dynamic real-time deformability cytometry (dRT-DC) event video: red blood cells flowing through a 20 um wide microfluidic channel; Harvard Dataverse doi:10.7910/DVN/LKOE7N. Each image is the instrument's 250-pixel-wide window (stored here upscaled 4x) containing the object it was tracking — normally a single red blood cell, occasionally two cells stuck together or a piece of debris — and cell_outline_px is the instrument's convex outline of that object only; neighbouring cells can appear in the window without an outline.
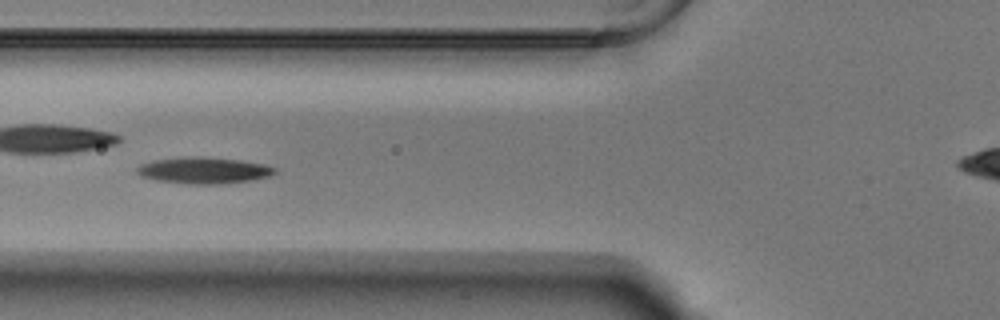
{"species": "Egyptian fruit bat (a non-hibernating species)", "species_latin": "Rousettus aegyptiacus", "temperature_condition": "warm", "stored_images_in_passage": 38, "camera_frame_rate_fps": 3000, "um_per_image_px": 0.085, "animal": {"sex": "male"}, "frame": {"image": 1, "passage_image": 4, "time_ms": 1.0, "image_size_px": [1000, 320], "cell_outline_px": [[276, 172], [268, 176], [252, 180], [220, 184], [188, 184], [156, 180], [140, 176], [136, 172], [136, 168], [140, 164], [156, 160], [196, 156], [200, 156], [240, 160], [264, 164], [276, 168]], "centroid_in_image_um": [17.31, 14.49], "position_along_channel_um": 108.5, "area_um2": 21.1}}
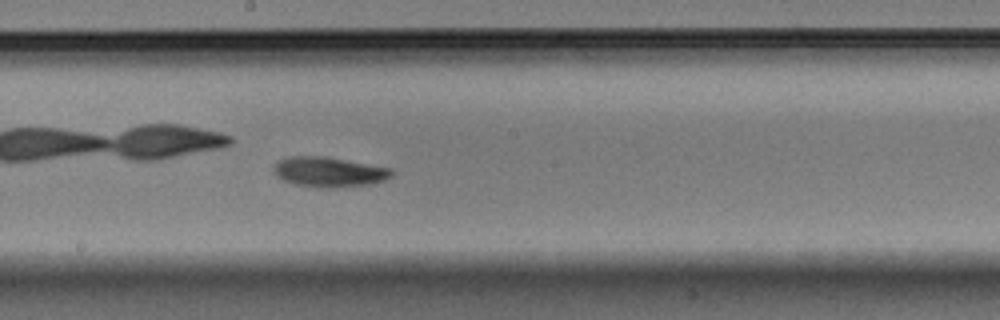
{"frame": {"image": 2, "passage_image": 13, "time_ms": 4.0, "image_size_px": [1000, 320], "cell_outline_px": [[396, 172], [392, 176], [384, 180], [372, 184], [328, 188], [316, 188], [296, 184], [284, 180], [276, 176], [272, 172], [272, 168], [280, 160], [288, 156], [324, 156], [392, 168]], "centroid_in_image_um": [27.98, 14.62], "position_along_channel_um": 220.2, "area_um2": 20.81}}
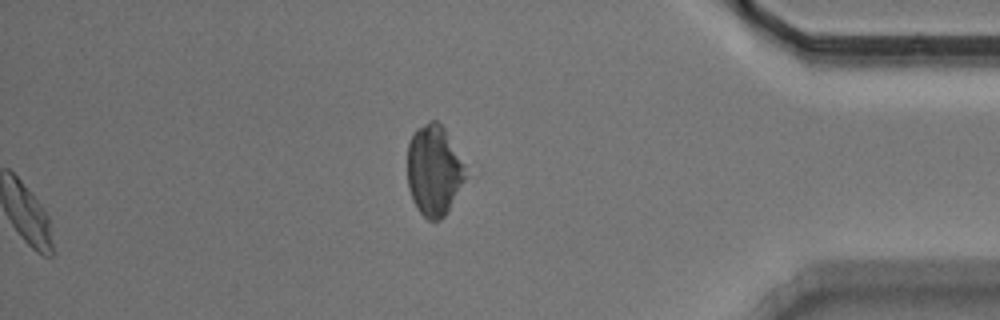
{"frame": {"image": 3, "passage_image": 38, "time_ms": 12.333, "image_size_px": [1000, 320], "cell_outline_px": [[464, 180], [448, 212], [440, 220], [428, 220], [416, 208], [412, 200], [408, 188], [408, 144], [416, 128], [428, 120], [436, 120], [444, 128], [460, 164], [464, 176]], "centroid_in_image_um": [36.81, 14.52], "position_along_channel_um": 398.4, "area_um2": 29.77}, "authors_computed_cell_mechanics": {"area_um2": 19.4497, "velocity_mm_per_s": 3.7212, "shape_relaxation_time_tau1_ms": 2.1776, "shape_relaxation_time_tau2_ms": null, "deformation_change_tau1": 0.1162, "deformation_change_tau2": null}}